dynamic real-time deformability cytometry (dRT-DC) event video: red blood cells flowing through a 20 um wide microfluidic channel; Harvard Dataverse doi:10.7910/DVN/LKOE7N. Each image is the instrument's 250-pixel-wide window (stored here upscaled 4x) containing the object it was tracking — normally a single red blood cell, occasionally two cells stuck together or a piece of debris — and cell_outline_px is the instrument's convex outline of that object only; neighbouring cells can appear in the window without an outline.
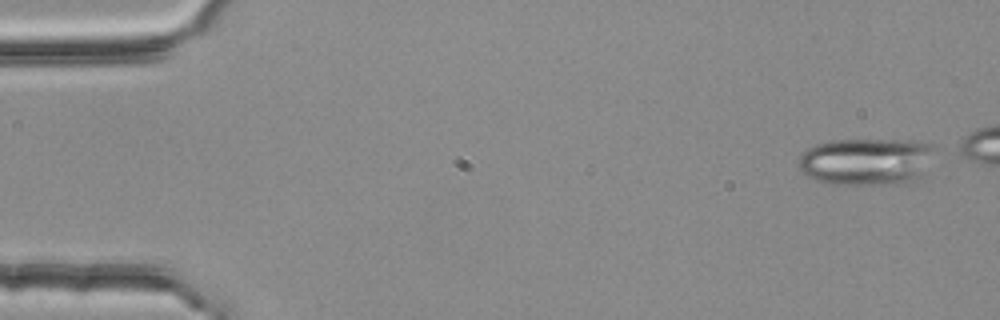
{"species": "common noctule bat (a hibernating species)", "species_latin": "Nyctalus noctula", "temperature_condition": "room temperature", "stored_images_in_passage": 4, "camera_frame_rate_fps": 3000, "um_per_image_px": 0.085, "animal": {"sex": "female", "body_mass_g": 25.1}, "frame": {"image": 1, "passage_image": 1, "time_ms": 0.0, "image_size_px": [1000, 320], "cell_outline_px": [[936, 148], [920, 176], [916, 180], [904, 184], [824, 184], [808, 176], [800, 168], [800, 156], [808, 148], [816, 144], [832, 140], [912, 140], [932, 144]], "centroid_in_image_um": [73.65, 13.73], "position_along_channel_um": 11.3, "area_um2": 37.45}}